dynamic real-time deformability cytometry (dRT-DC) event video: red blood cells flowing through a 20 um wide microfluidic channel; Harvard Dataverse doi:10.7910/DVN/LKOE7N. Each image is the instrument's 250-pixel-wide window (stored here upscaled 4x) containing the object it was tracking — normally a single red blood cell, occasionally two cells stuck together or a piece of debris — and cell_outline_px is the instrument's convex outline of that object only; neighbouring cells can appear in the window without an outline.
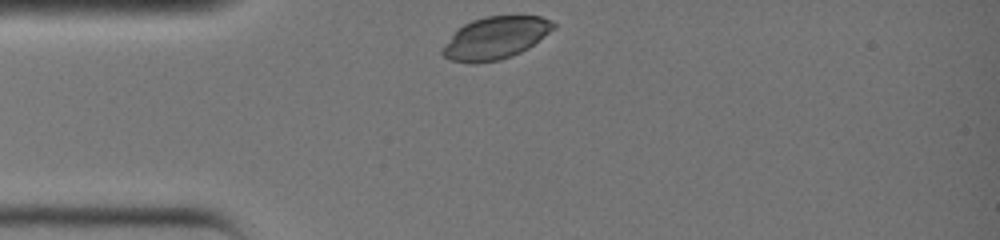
{"species": "common noctule bat (a hibernating species)", "species_latin": "Nyctalus noctula", "temperature_condition": "warm", "stored_images_in_passage": 4, "camera_frame_rate_fps": 3000, "um_per_image_px": 0.085, "animal": {"sex": "female", "body_mass_g": 19.0, "forearm_length_mm": 51.5}, "frame": {"image": 1, "passage_image": 1, "time_ms": 0.0, "image_size_px": [1000, 240], "cell_outline_px": [[556, 28], [528, 48], [512, 56], [500, 60], [476, 64], [472, 64], [448, 60], [440, 52], [444, 44], [464, 24], [472, 20], [488, 16], [540, 16], [552, 20], [556, 24]], "centroid_in_image_um": [42.12, 3.24], "position_along_channel_um": 42.9, "area_um2": 27.46}}